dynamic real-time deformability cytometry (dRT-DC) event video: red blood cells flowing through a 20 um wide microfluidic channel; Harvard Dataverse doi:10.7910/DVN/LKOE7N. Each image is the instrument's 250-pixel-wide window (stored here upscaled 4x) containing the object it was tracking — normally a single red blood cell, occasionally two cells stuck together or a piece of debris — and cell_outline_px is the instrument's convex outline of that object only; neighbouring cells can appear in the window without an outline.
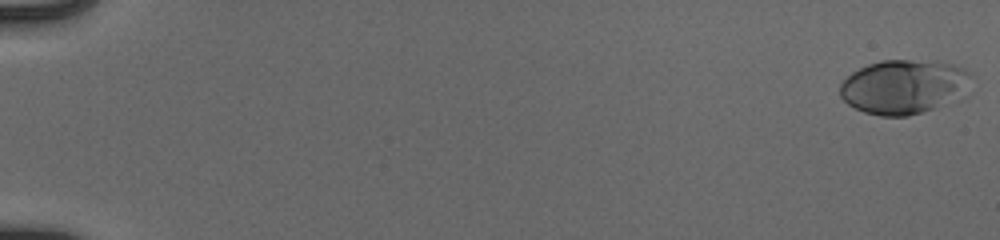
{"species": "human", "species_latin": "Homo sapiens", "temperature_condition": "cold", "stored_images_in_passage": 54, "camera_frame_rate_fps": 3000, "um_per_image_px": 0.085, "donor": {"sex": "male"}, "frame": {"image": 1, "passage_image": 1, "time_ms": 0.0, "image_size_px": [1000, 240], "cell_outline_px": [[972, 76], [960, 100], [936, 108], [908, 116], [880, 116], [864, 112], [848, 104], [840, 96], [840, 84], [852, 72], [868, 64], [880, 60], [936, 60], [952, 64], [964, 68]], "centroid_in_image_um": [76.85, 7.37], "position_along_channel_um": 8.1, "area_um2": 41.91}}
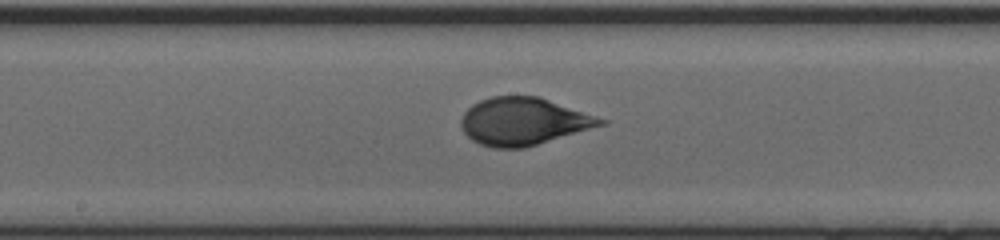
{"frame": {"image": 2, "passage_image": 31, "time_ms": 10.0, "image_size_px": [1000, 240], "cell_outline_px": [[608, 124], [524, 148], [492, 148], [480, 144], [472, 140], [464, 132], [460, 124], [460, 120], [464, 112], [472, 104], [480, 100], [492, 96], [540, 96], [608, 120]], "centroid_in_image_um": [44.51, 10.32], "position_along_channel_um": 203.7, "area_um2": 38.84}}
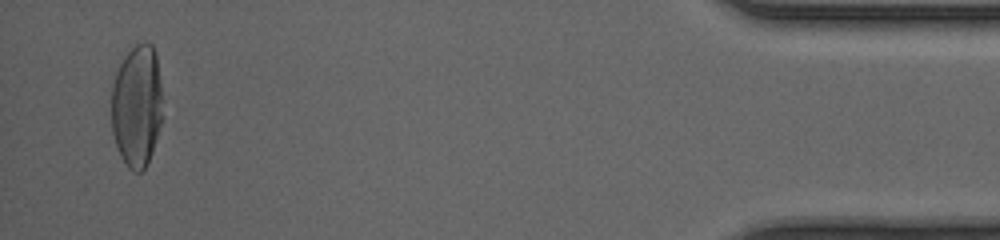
{"frame": {"image": 3, "passage_image": 53, "time_ms": 17.333, "image_size_px": [1000, 240], "cell_outline_px": [[164, 116], [152, 152], [144, 168], [140, 172], [132, 172], [128, 168], [120, 156], [112, 132], [112, 72], [124, 56], [136, 44], [152, 44], [156, 52], [160, 80]], "centroid_in_image_um": [11.63, 8.99], "position_along_channel_um": 423.6, "area_um2": 37.22}, "authors_computed_cell_mechanics": {"area_um2": 38.2925, "velocity_mm_per_s": 3.9398, "shape_relaxation_time_tau1_ms": 4.4286, "shape_relaxation_time_tau2_ms": null, "deformation_change_tau1": 0.1856, "deformation_change_tau2": null}}